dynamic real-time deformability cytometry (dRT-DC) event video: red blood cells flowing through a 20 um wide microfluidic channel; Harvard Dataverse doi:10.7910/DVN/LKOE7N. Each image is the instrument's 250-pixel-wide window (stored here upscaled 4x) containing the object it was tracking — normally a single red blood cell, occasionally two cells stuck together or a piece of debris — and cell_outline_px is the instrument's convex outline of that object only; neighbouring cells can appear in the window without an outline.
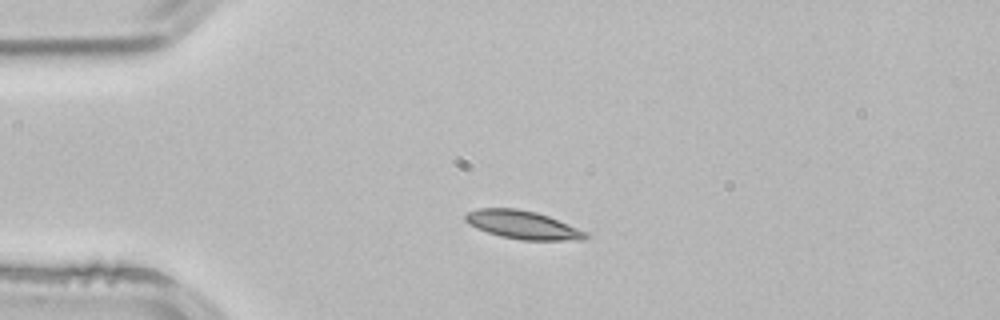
{"species": "common noctule bat (a hibernating species)", "species_latin": "Nyctalus noctula", "temperature_condition": "room temperature", "stored_images_in_passage": 3, "camera_frame_rate_fps": 3000, "um_per_image_px": 0.085, "animal": {"sex": "male", "body_mass_g": 21.5, "forearm_length_mm": 52.0}, "frame": {"image": 1, "passage_image": 2, "time_ms": 0.333, "image_size_px": [1000, 320], "cell_outline_px": [[588, 236], [584, 240], [520, 240], [500, 236], [476, 228], [468, 224], [464, 220], [464, 212], [480, 208], [516, 208], [536, 212], [548, 216], [588, 232]], "centroid_in_image_um": [44.4, 19.11], "position_along_channel_um": 40.6, "area_um2": 19.94}}
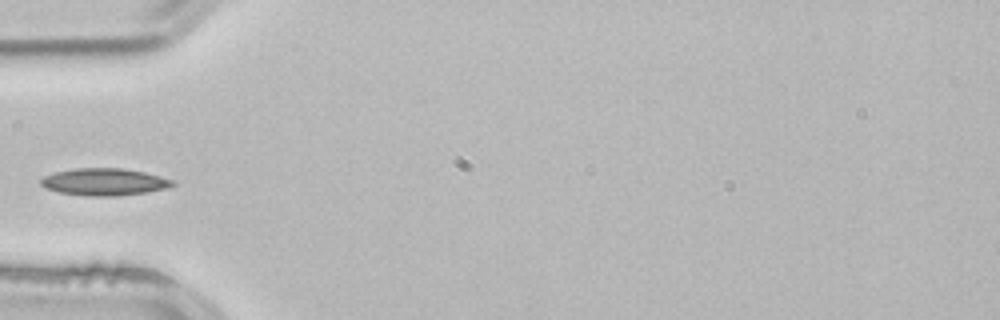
{"frame": {"image": 2, "passage_image": 3, "time_ms": 0.667, "image_size_px": [1000, 320], "cell_outline_px": [[176, 184], [164, 188], [148, 192], [116, 196], [88, 196], [56, 192], [44, 188], [40, 184], [40, 180], [44, 176], [56, 172], [76, 168], [120, 168], [144, 172], [176, 180]], "centroid_in_image_um": [8.85, 15.47], "position_along_channel_um": 76.1, "area_um2": 20.92}}